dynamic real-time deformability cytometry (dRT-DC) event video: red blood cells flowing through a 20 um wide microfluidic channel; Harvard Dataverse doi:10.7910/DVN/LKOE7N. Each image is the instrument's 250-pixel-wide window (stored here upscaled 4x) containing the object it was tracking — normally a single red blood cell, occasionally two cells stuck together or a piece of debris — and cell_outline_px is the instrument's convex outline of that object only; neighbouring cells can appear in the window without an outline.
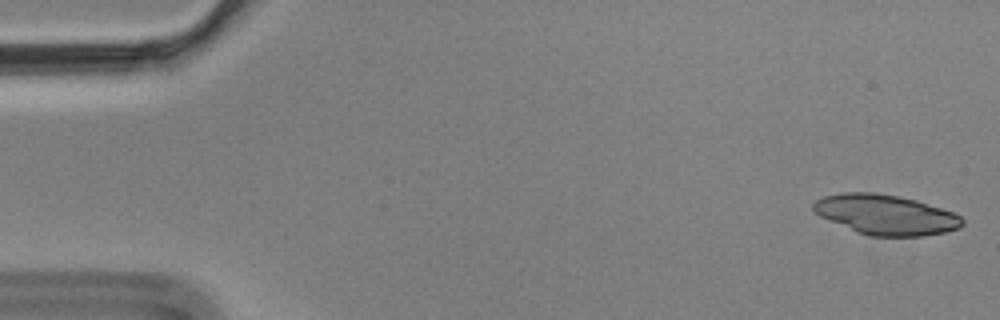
{"species": "Egyptian fruit bat (a non-hibernating species)", "species_latin": "Rousettus aegyptiacus", "temperature_condition": "cold", "stored_images_in_passage": 6, "camera_frame_rate_fps": 3000, "um_per_image_px": 0.085, "animal": {"sex": "male"}, "frame": {"image": 1, "passage_image": 1, "time_ms": 0.0, "image_size_px": [1000, 320], "cell_outline_px": [[964, 224], [960, 228], [944, 232], [924, 236], [868, 236], [856, 232], [820, 216], [812, 208], [812, 204], [816, 200], [824, 196], [844, 192], [876, 192], [916, 200], [952, 212], [960, 216], [964, 220]], "centroid_in_image_um": [75.28, 18.25], "position_along_channel_um": 9.7, "area_um2": 34.62}}